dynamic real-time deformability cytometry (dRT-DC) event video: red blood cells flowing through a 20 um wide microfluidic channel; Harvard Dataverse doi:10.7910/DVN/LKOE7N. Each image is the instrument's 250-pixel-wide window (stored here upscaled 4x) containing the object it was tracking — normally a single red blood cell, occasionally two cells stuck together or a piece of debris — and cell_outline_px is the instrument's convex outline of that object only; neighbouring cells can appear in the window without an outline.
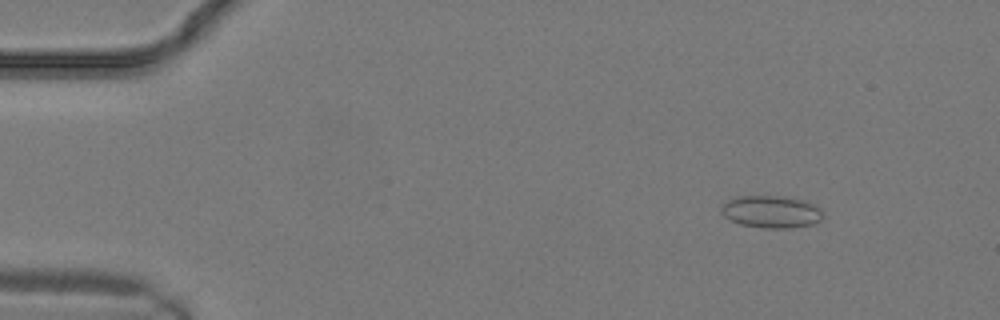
{"species": "common noctule bat (a hibernating species)", "species_latin": "Nyctalus noctula", "temperature_condition": "warm", "stored_images_in_passage": 14, "camera_frame_rate_fps": 3000, "um_per_image_px": 0.085, "animal": {"sex": "male", "body_mass_g": 19.2, "forearm_length_mm": 51.8}, "frame": {"image": 1, "passage_image": 4, "time_ms": 1.0, "image_size_px": [1000, 320], "cell_outline_px": [[820, 220], [812, 224], [788, 228], [764, 228], [740, 224], [724, 216], [720, 212], [720, 208], [728, 200], [736, 196], [780, 196], [804, 200], [820, 208]], "centroid_in_image_um": [65.51, 17.99], "position_along_channel_um": 19.5, "area_um2": 18.9}}
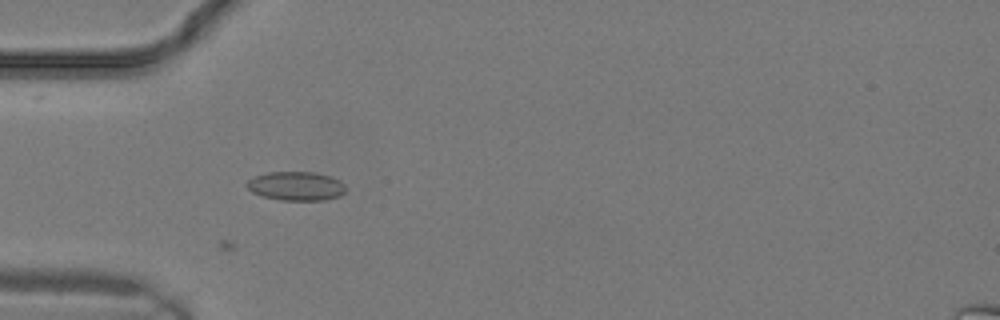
{"frame": {"image": 2, "passage_image": 9, "time_ms": 2.667, "image_size_px": [1000, 320], "cell_outline_px": [[344, 192], [340, 196], [324, 200], [280, 200], [264, 196], [252, 192], [244, 184], [252, 176], [268, 172], [316, 172], [332, 176], [340, 180], [344, 184]], "centroid_in_image_um": [25.16, 15.8], "position_along_channel_um": 59.8, "area_um2": 16.82}}